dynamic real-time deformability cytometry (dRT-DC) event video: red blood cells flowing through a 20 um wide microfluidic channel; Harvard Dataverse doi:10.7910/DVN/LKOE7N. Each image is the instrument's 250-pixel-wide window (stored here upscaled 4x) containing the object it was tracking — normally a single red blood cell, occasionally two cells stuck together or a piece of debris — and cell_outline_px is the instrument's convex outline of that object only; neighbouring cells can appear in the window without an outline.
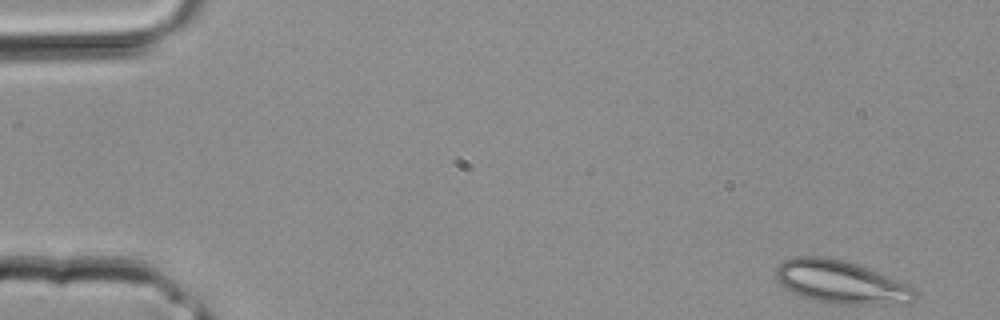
{"species": "common noctule bat (a hibernating species)", "species_latin": "Nyctalus noctula", "temperature_condition": "room temperature", "stored_images_in_passage": 3, "camera_frame_rate_fps": 3000, "um_per_image_px": 0.085, "animal": {"sex": "male", "body_mass_g": 20.4}, "frame": {"image": 1, "passage_image": 1, "time_ms": 0.0, "image_size_px": [1000, 320], "cell_outline_px": [[920, 296], [912, 300], [880, 304], [836, 304], [812, 300], [800, 296], [792, 292], [780, 284], [776, 280], [776, 268], [784, 260], [792, 256], [824, 256], [856, 264], [868, 268], [900, 280], [908, 284], [920, 292]], "centroid_in_image_um": [71.47, 23.97], "position_along_channel_um": 13.5, "area_um2": 34.85}}